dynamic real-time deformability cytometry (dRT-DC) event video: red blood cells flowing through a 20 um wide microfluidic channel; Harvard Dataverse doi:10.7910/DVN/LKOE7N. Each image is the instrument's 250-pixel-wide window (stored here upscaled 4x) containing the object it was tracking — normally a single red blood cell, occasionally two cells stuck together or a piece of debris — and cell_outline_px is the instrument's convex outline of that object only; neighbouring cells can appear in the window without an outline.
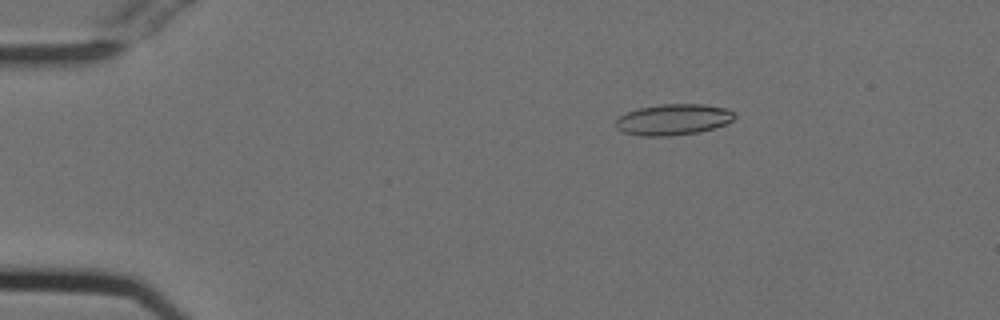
{"species": "Egyptian fruit bat (a non-hibernating species)", "species_latin": "Rousettus aegyptiacus", "temperature_condition": "cold", "stored_images_in_passage": 53, "camera_frame_rate_fps": 3000, "um_per_image_px": 0.085, "animal": {"sex": "female"}, "frame": {"image": 1, "passage_image": 8, "time_ms": 2.333, "image_size_px": [1000, 320], "cell_outline_px": [[736, 116], [732, 120], [724, 124], [700, 132], [668, 136], [640, 136], [624, 132], [616, 128], [616, 120], [620, 116], [628, 112], [640, 108], [660, 104], [704, 104], [724, 108], [736, 112]], "centroid_in_image_um": [57.23, 10.16], "position_along_channel_um": 27.8, "area_um2": 21.39}}
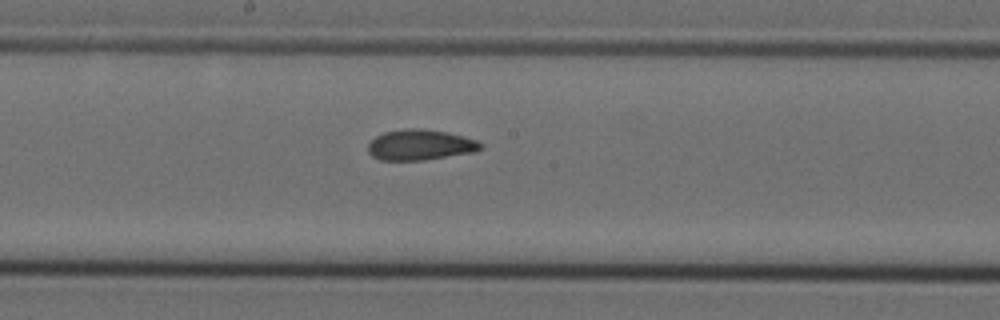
{"frame": {"image": 2, "passage_image": 28, "time_ms": 9.0, "image_size_px": [1000, 320], "cell_outline_px": [[484, 144], [476, 152], [424, 160], [380, 160], [372, 156], [368, 152], [368, 144], [376, 136], [384, 132], [404, 128], [420, 128], [444, 132], [476, 140]], "centroid_in_image_um": [35.69, 12.32], "position_along_channel_um": 212.5, "area_um2": 20.0}}
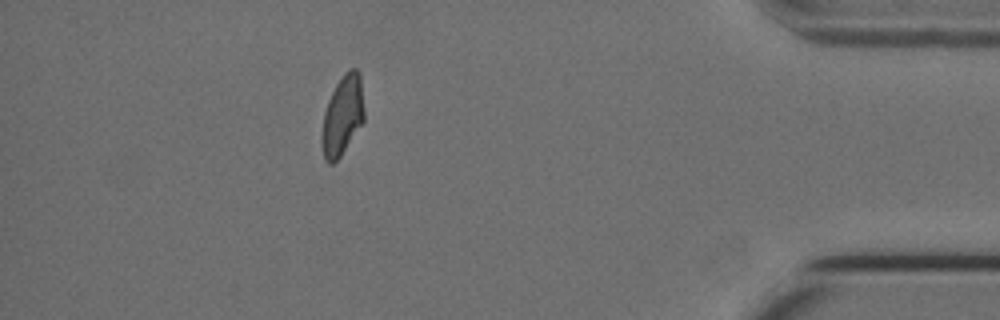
{"frame": {"image": 3, "passage_image": 47, "time_ms": 15.333, "image_size_px": [1000, 320], "cell_outline_px": [[364, 120], [340, 156], [332, 164], [328, 164], [324, 160], [320, 140], [320, 136], [324, 112], [328, 100], [336, 84], [344, 72], [348, 68], [356, 68], [360, 72], [364, 108]], "centroid_in_image_um": [29.09, 9.8], "position_along_channel_um": 406.1, "area_um2": 19.88}, "authors_computed_cell_mechanics": {"area_um2": 20.1722, "velocity_mm_per_s": 3.7637, "shape_relaxation_time_tau1_ms": null, "shape_relaxation_time_tau2_ms": 1.7761, "deformation_change_tau1": null, "deformation_change_tau2": 0.0682}}